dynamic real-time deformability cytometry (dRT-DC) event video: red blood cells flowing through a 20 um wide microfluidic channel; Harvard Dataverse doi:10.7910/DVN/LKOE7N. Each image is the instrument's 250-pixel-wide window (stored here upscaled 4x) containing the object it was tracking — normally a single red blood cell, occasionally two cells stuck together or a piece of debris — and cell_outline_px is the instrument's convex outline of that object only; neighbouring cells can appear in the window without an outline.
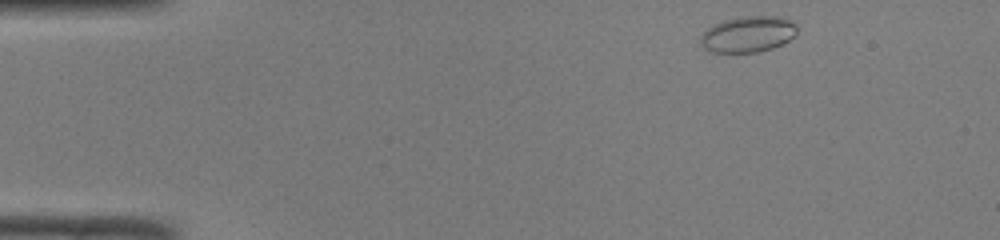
{"species": "common noctule bat (a hibernating species)", "species_latin": "Nyctalus noctula", "temperature_condition": "room temperature", "stored_images_in_passage": 45, "camera_frame_rate_fps": 3000, "um_per_image_px": 0.085, "animal": {"sex": "male", "body_mass_g": 19.0, "forearm_length_mm": 50.8}, "frame": {"image": 1, "passage_image": 1, "time_ms": 0.0, "image_size_px": [1000, 240], "cell_outline_px": [[796, 36], [772, 48], [756, 52], [708, 52], [700, 44], [700, 36], [708, 28], [724, 20], [740, 16], [776, 16], [788, 20], [796, 24]], "centroid_in_image_um": [63.55, 2.91], "position_along_channel_um": 21.4, "area_um2": 20.17}}
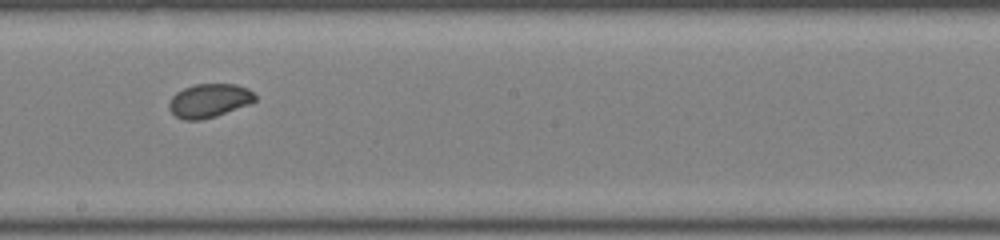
{"frame": {"image": 2, "passage_image": 23, "time_ms": 7.333, "image_size_px": [1000, 240], "cell_outline_px": [[256, 100], [248, 104], [216, 116], [200, 120], [184, 120], [176, 116], [168, 108], [168, 104], [172, 96], [176, 92], [184, 88], [196, 84], [236, 84], [248, 88], [256, 96]], "centroid_in_image_um": [17.76, 8.55], "position_along_channel_um": 230.4, "area_um2": 16.82}}
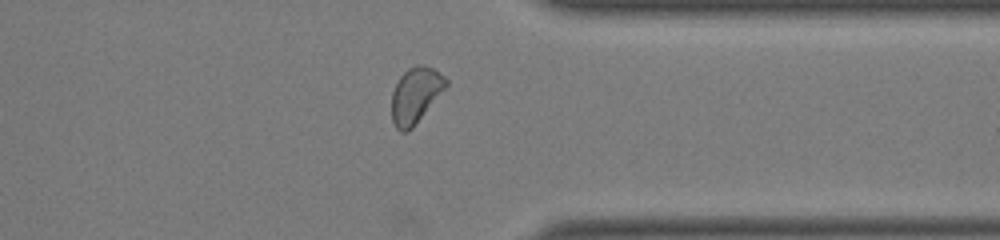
{"frame": {"image": 3, "passage_image": 34, "time_ms": 11.0, "image_size_px": [1000, 240], "cell_outline_px": [[448, 84], [412, 128], [408, 132], [400, 132], [396, 128], [392, 120], [392, 92], [400, 76], [408, 68], [416, 64], [420, 64], [432, 68], [444, 76], [448, 80]], "centroid_in_image_um": [35.3, 8.09], "position_along_channel_um": 376.1, "area_um2": 17.4}, "authors_computed_cell_mechanics": {"area_um2": 17.5712, "velocity_mm_per_s": 4.0594, "shape_relaxation_time_tau1_ms": 3.144, "shape_relaxation_time_tau2_ms": null, "deformation_change_tau1": 0.0882, "deformation_change_tau2": null}}